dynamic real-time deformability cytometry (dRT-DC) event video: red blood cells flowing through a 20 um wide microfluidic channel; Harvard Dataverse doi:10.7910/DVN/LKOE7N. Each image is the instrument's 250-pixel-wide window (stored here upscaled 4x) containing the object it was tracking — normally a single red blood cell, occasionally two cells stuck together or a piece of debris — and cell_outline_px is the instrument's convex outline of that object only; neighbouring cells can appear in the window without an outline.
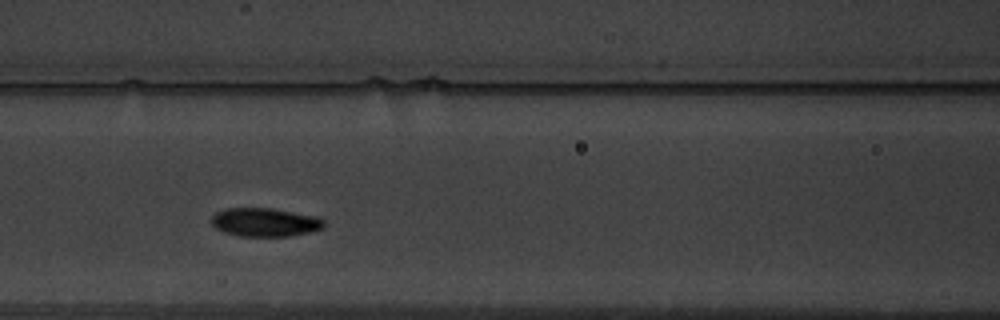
{"species": "common noctule bat (a hibernating species)", "species_latin": "Nyctalus noctula", "temperature_condition": "warm", "stored_images_in_passage": 14, "camera_frame_rate_fps": 3000, "um_per_image_px": 0.085, "animal": {"sex": "male", "body_mass_g": 19.5, "forearm_length_mm": 54.6}, "frame": {"image": 1, "passage_image": 5, "time_ms": 4.333, "image_size_px": [1000, 320], "cell_outline_px": [[324, 228], [308, 232], [288, 236], [240, 236], [224, 232], [216, 228], [212, 224], [212, 216], [216, 212], [224, 208], [272, 208], [316, 216], [324, 220]], "centroid_in_image_um": [22.51, 18.88], "position_along_channel_um": 144.1, "area_um2": 18.67}, "authors_computed_cell_mechanics": {"area_um2": 17.0221, "velocity_mm_per_s": 3.5134, "shape_relaxation_time_tau1_ms": null, "shape_relaxation_time_tau2_ms": 2.5383, "deformation_change_tau1": null, "deformation_change_tau2": null}}